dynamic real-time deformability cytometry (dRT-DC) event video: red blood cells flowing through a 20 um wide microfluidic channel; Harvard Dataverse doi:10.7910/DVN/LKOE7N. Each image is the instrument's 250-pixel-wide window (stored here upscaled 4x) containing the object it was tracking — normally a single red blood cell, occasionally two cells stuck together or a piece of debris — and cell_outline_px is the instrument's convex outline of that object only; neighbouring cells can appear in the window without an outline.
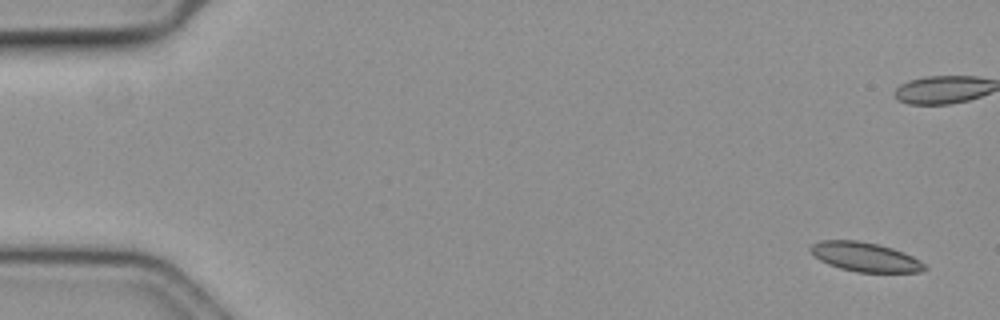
{"species": "common noctule bat (a hibernating species)", "species_latin": "Nyctalus noctula", "temperature_condition": "cold", "stored_images_in_passage": 4, "camera_frame_rate_fps": 3000, "um_per_image_px": 0.085, "animal": {"sex": "female", "body_mass_g": 19.3, "forearm_length_mm": 54.1}, "frame": {"image": 1, "passage_image": 1, "time_ms": 0.0, "image_size_px": [1000, 320], "cell_outline_px": [[928, 268], [920, 272], [856, 272], [840, 268], [828, 264], [812, 256], [808, 248], [812, 244], [820, 240], [856, 240], [880, 244], [904, 252], [920, 260]], "centroid_in_image_um": [73.5, 21.83], "position_along_channel_um": 11.5, "area_um2": 19.65}}